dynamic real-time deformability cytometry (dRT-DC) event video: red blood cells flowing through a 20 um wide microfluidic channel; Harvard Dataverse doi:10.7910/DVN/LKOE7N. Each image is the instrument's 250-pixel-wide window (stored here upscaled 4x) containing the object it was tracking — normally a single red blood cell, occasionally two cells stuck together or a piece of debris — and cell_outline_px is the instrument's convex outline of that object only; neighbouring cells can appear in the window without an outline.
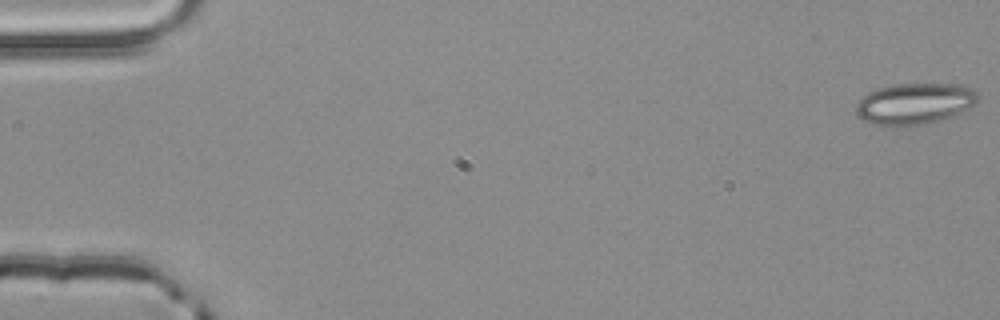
{"species": "common noctule bat (a hibernating species)", "species_latin": "Nyctalus noctula", "temperature_condition": "room temperature", "stored_images_in_passage": 53, "camera_frame_rate_fps": 3000, "um_per_image_px": 0.085, "animal": {"sex": "male", "body_mass_g": 20.4}, "frame": {"image": 1, "passage_image": 1, "time_ms": 0.0, "image_size_px": [1000, 320], "cell_outline_px": [[980, 96], [972, 104], [960, 112], [952, 116], [928, 124], [876, 124], [864, 120], [856, 112], [856, 104], [868, 92], [880, 88], [896, 84], [960, 84], [972, 88]], "centroid_in_image_um": [77.77, 8.78], "position_along_channel_um": 7.2, "area_um2": 28.55}}
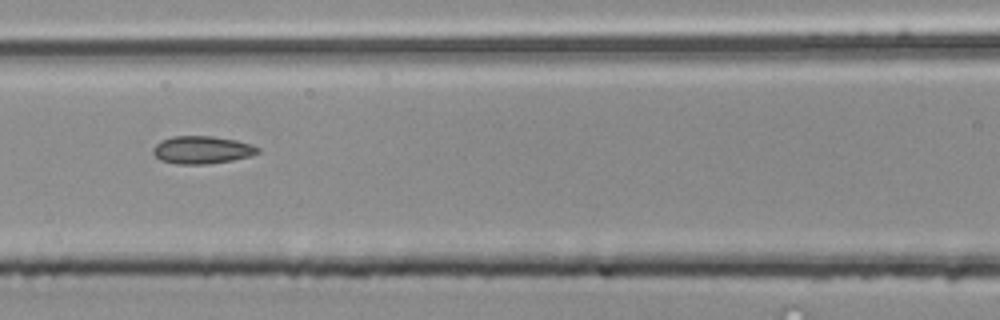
{"frame": {"image": 2, "passage_image": 24, "time_ms": 7.667, "image_size_px": [1000, 320], "cell_outline_px": [[260, 152], [252, 156], [232, 160], [204, 164], [176, 164], [160, 160], [152, 152], [152, 148], [160, 140], [172, 136], [212, 136], [236, 140], [252, 144], [260, 148]], "centroid_in_image_um": [17.17, 12.73], "position_along_channel_um": 149.4, "area_um2": 17.05}}
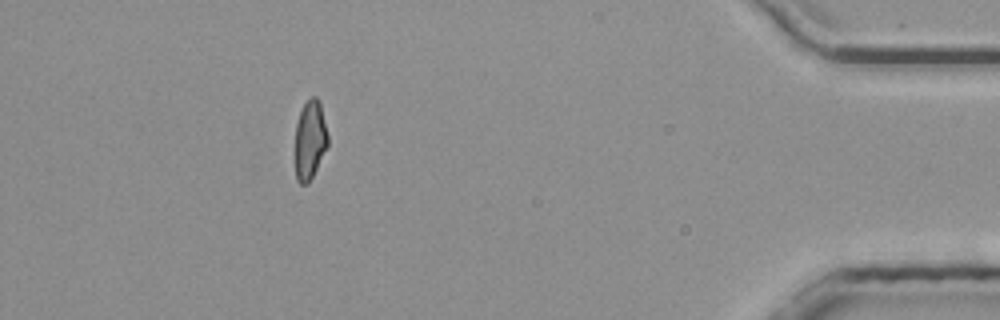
{"frame": {"image": 3, "passage_image": 48, "time_ms": 15.667, "image_size_px": [1000, 320], "cell_outline_px": [[328, 148], [308, 184], [300, 184], [296, 180], [296, 124], [300, 112], [304, 104], [312, 96], [316, 96], [320, 104], [328, 136]], "centroid_in_image_um": [26.36, 11.93], "position_along_channel_um": 408.8, "area_um2": 14.97}, "authors_computed_cell_mechanics": {"area_um2": 16.6464, "velocity_mm_per_s": 3.9636, "shape_relaxation_time_tau1_ms": 3.2673, "shape_relaxation_time_tau2_ms": 1.6705, "deformation_change_tau1": 0.1133, "deformation_change_tau2": 0.0937}}